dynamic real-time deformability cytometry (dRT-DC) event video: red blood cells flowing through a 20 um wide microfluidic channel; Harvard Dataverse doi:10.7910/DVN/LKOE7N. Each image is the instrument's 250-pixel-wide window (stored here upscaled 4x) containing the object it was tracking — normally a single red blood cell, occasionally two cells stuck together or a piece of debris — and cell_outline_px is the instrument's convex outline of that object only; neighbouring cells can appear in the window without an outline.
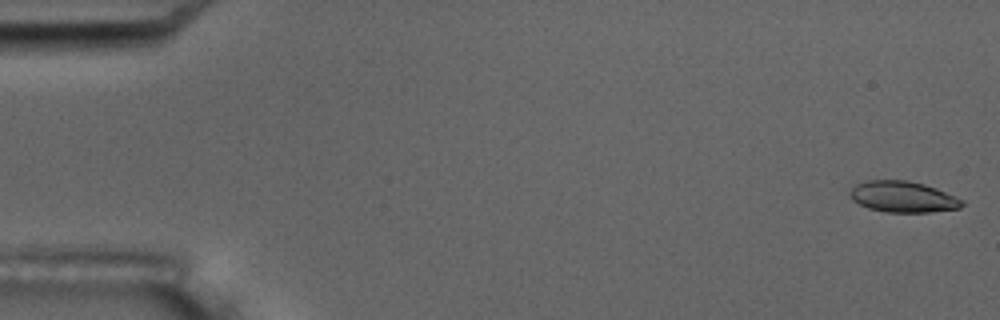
{"species": "common noctule bat (a hibernating species)", "species_latin": "Nyctalus noctula", "temperature_condition": "room temperature", "stored_images_in_passage": 4, "camera_frame_rate_fps": 3000, "um_per_image_px": 0.085, "animal": {"sex": "male", "body_mass_g": 17.5, "forearm_length_mm": 52.3}, "frame": {"image": 1, "passage_image": 1, "time_ms": 0.0, "image_size_px": [1000, 320], "cell_outline_px": [[964, 204], [960, 208], [928, 212], [884, 212], [868, 208], [852, 200], [848, 196], [848, 192], [856, 184], [868, 180], [908, 180], [924, 184], [936, 188], [964, 200]], "centroid_in_image_um": [76.72, 16.72], "position_along_channel_um": 8.3, "area_um2": 20.4}}